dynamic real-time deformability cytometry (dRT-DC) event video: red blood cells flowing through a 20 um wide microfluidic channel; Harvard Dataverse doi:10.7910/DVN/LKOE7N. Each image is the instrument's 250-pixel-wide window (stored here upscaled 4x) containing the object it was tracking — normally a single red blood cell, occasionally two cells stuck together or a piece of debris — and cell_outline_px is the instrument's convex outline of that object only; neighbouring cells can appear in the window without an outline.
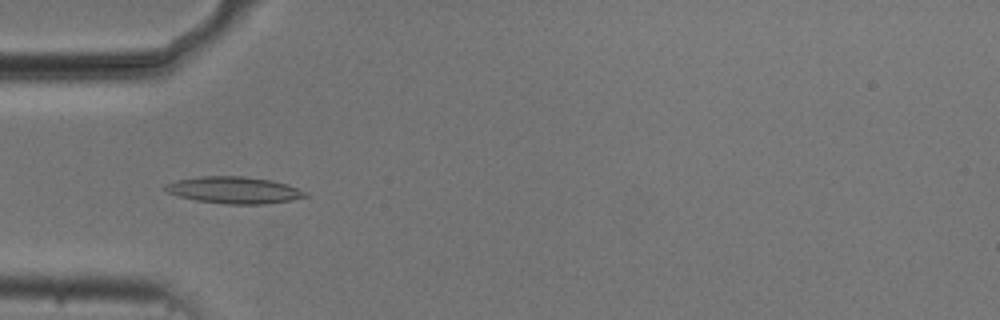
{"species": "common noctule bat (a hibernating species)", "species_latin": "Nyctalus noctula", "temperature_condition": "cold", "stored_images_in_passage": 45, "camera_frame_rate_fps": 3000, "um_per_image_px": 0.085, "animal": {"sex": "male", "body_mass_g": 20.5, "forearm_length_mm": 52.5}, "frame": {"image": 1, "passage_image": 8, "time_ms": 2.333, "image_size_px": [1000, 320], "cell_outline_px": [[308, 196], [292, 200], [264, 204], [228, 204], [196, 200], [180, 196], [168, 192], [160, 188], [164, 184], [176, 180], [200, 176], [244, 176], [268, 180], [288, 184], [308, 192]], "centroid_in_image_um": [19.89, 16.15], "position_along_channel_um": 65.1, "area_um2": 21.91}}
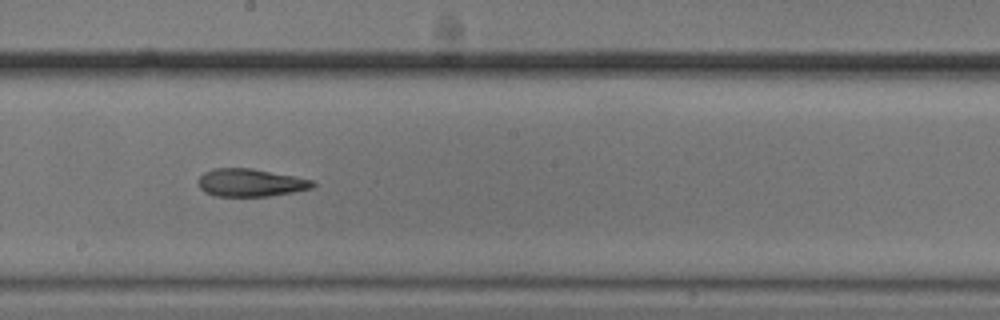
{"frame": {"image": 2, "passage_image": 21, "time_ms": 6.667, "image_size_px": [1000, 320], "cell_outline_px": [[316, 184], [312, 188], [292, 192], [268, 196], [216, 196], [204, 192], [200, 188], [200, 176], [204, 172], [216, 168], [252, 168], [312, 180]], "centroid_in_image_um": [21.28, 15.53], "position_along_channel_um": 226.9, "area_um2": 18.26}}
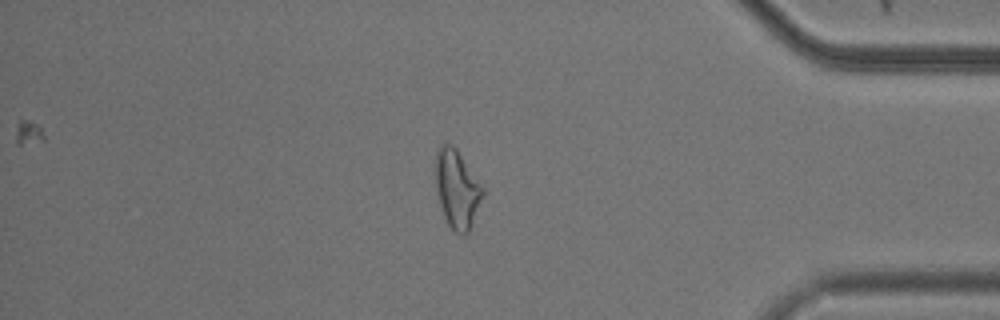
{"frame": {"image": 3, "passage_image": 37, "time_ms": 12.0, "image_size_px": [1000, 320], "cell_outline_px": [[484, 192], [468, 232], [464, 236], [456, 232], [448, 224], [444, 216], [440, 204], [436, 188], [436, 152], [440, 144], [452, 144], [456, 148], [484, 188]], "centroid_in_image_um": [38.84, 16.04], "position_along_channel_um": 396.4, "area_um2": 21.1}, "authors_computed_cell_mechanics": {"area_um2": 19.941, "velocity_mm_per_s": 3.7347, "shape_relaxation_time_tau1_ms": null, "shape_relaxation_time_tau2_ms": 3.6792, "deformation_change_tau1": null, "deformation_change_tau2": 0.1255}}